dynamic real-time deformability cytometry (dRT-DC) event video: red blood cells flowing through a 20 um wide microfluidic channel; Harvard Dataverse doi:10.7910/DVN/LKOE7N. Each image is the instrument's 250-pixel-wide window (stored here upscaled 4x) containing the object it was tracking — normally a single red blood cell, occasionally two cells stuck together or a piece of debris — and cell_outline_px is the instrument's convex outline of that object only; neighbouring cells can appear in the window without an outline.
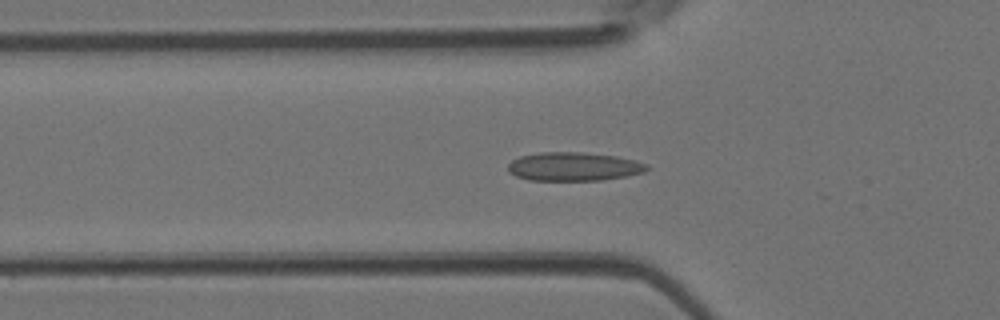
{"species": "Egyptian fruit bat (a non-hibernating species)", "species_latin": "Rousettus aegyptiacus", "temperature_condition": "room temperature", "stored_images_in_passage": 13, "camera_frame_rate_fps": 3000, "um_per_image_px": 0.085, "animal": {"sex": "female"}, "frame": {"image": 1, "passage_image": 9, "time_ms": 2.667, "image_size_px": [1000, 320], "cell_outline_px": [[652, 168], [644, 172], [624, 176], [600, 180], [528, 180], [516, 176], [508, 172], [508, 164], [512, 160], [520, 156], [540, 152], [584, 152], [616, 156], [636, 160], [648, 164]], "centroid_in_image_um": [48.78, 14.15], "position_along_channel_um": 77.0, "area_um2": 23.29}}
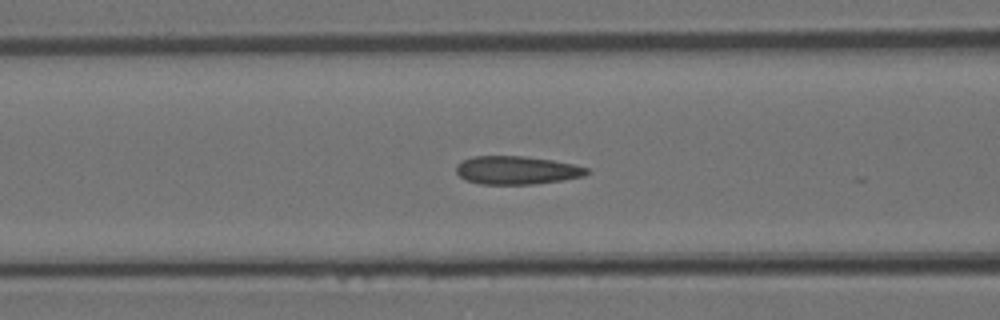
{"frame": {"image": 2, "passage_image": 12, "time_ms": 3.667, "image_size_px": [1000, 320], "cell_outline_px": [[592, 172], [584, 176], [560, 180], [532, 184], [480, 184], [464, 180], [456, 172], [456, 164], [472, 156], [524, 156], [552, 160], [592, 168]], "centroid_in_image_um": [43.93, 14.46], "position_along_channel_um": 122.7, "area_um2": 21.62}}